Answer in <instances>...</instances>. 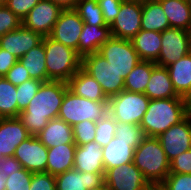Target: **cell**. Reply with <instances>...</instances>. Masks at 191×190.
Segmentation results:
<instances>
[{
    "instance_id": "cell-1",
    "label": "cell",
    "mask_w": 191,
    "mask_h": 190,
    "mask_svg": "<svg viewBox=\"0 0 191 190\" xmlns=\"http://www.w3.org/2000/svg\"><path fill=\"white\" fill-rule=\"evenodd\" d=\"M68 88L62 81L43 82L18 118L31 135H37L51 119L58 118L60 106Z\"/></svg>"
},
{
    "instance_id": "cell-2",
    "label": "cell",
    "mask_w": 191,
    "mask_h": 190,
    "mask_svg": "<svg viewBox=\"0 0 191 190\" xmlns=\"http://www.w3.org/2000/svg\"><path fill=\"white\" fill-rule=\"evenodd\" d=\"M186 116L185 98L152 99L140 127L144 136L158 137Z\"/></svg>"
},
{
    "instance_id": "cell-3",
    "label": "cell",
    "mask_w": 191,
    "mask_h": 190,
    "mask_svg": "<svg viewBox=\"0 0 191 190\" xmlns=\"http://www.w3.org/2000/svg\"><path fill=\"white\" fill-rule=\"evenodd\" d=\"M133 164L151 186L160 185L170 173V161L157 137L142 138L134 150Z\"/></svg>"
},
{
    "instance_id": "cell-4",
    "label": "cell",
    "mask_w": 191,
    "mask_h": 190,
    "mask_svg": "<svg viewBox=\"0 0 191 190\" xmlns=\"http://www.w3.org/2000/svg\"><path fill=\"white\" fill-rule=\"evenodd\" d=\"M45 48V63L48 81L67 83L81 68L82 58L76 50L55 41L49 36L43 37Z\"/></svg>"
},
{
    "instance_id": "cell-5",
    "label": "cell",
    "mask_w": 191,
    "mask_h": 190,
    "mask_svg": "<svg viewBox=\"0 0 191 190\" xmlns=\"http://www.w3.org/2000/svg\"><path fill=\"white\" fill-rule=\"evenodd\" d=\"M108 113V101H92L75 95L68 88L60 106L58 118L70 126L84 120L97 122Z\"/></svg>"
},
{
    "instance_id": "cell-6",
    "label": "cell",
    "mask_w": 191,
    "mask_h": 190,
    "mask_svg": "<svg viewBox=\"0 0 191 190\" xmlns=\"http://www.w3.org/2000/svg\"><path fill=\"white\" fill-rule=\"evenodd\" d=\"M150 99L143 93L121 91L108 100V113L116 122L140 125Z\"/></svg>"
},
{
    "instance_id": "cell-7",
    "label": "cell",
    "mask_w": 191,
    "mask_h": 190,
    "mask_svg": "<svg viewBox=\"0 0 191 190\" xmlns=\"http://www.w3.org/2000/svg\"><path fill=\"white\" fill-rule=\"evenodd\" d=\"M81 67L100 84L108 98L124 90V79L98 52L84 56Z\"/></svg>"
},
{
    "instance_id": "cell-8",
    "label": "cell",
    "mask_w": 191,
    "mask_h": 190,
    "mask_svg": "<svg viewBox=\"0 0 191 190\" xmlns=\"http://www.w3.org/2000/svg\"><path fill=\"white\" fill-rule=\"evenodd\" d=\"M98 53L125 80L128 73L141 61L131 40L110 37L100 48Z\"/></svg>"
},
{
    "instance_id": "cell-9",
    "label": "cell",
    "mask_w": 191,
    "mask_h": 190,
    "mask_svg": "<svg viewBox=\"0 0 191 190\" xmlns=\"http://www.w3.org/2000/svg\"><path fill=\"white\" fill-rule=\"evenodd\" d=\"M191 52V32L168 28L161 32V50L156 65L168 67Z\"/></svg>"
},
{
    "instance_id": "cell-10",
    "label": "cell",
    "mask_w": 191,
    "mask_h": 190,
    "mask_svg": "<svg viewBox=\"0 0 191 190\" xmlns=\"http://www.w3.org/2000/svg\"><path fill=\"white\" fill-rule=\"evenodd\" d=\"M104 183L109 190H147L151 186L133 162L106 169Z\"/></svg>"
},
{
    "instance_id": "cell-11",
    "label": "cell",
    "mask_w": 191,
    "mask_h": 190,
    "mask_svg": "<svg viewBox=\"0 0 191 190\" xmlns=\"http://www.w3.org/2000/svg\"><path fill=\"white\" fill-rule=\"evenodd\" d=\"M62 10L51 0H41L22 20V25L42 37L49 36Z\"/></svg>"
},
{
    "instance_id": "cell-12",
    "label": "cell",
    "mask_w": 191,
    "mask_h": 190,
    "mask_svg": "<svg viewBox=\"0 0 191 190\" xmlns=\"http://www.w3.org/2000/svg\"><path fill=\"white\" fill-rule=\"evenodd\" d=\"M142 4L122 1L117 17L109 25L111 36L131 40L141 30Z\"/></svg>"
},
{
    "instance_id": "cell-13",
    "label": "cell",
    "mask_w": 191,
    "mask_h": 190,
    "mask_svg": "<svg viewBox=\"0 0 191 190\" xmlns=\"http://www.w3.org/2000/svg\"><path fill=\"white\" fill-rule=\"evenodd\" d=\"M83 25V20L74 9H63L49 37L76 50L78 54L79 37Z\"/></svg>"
},
{
    "instance_id": "cell-14",
    "label": "cell",
    "mask_w": 191,
    "mask_h": 190,
    "mask_svg": "<svg viewBox=\"0 0 191 190\" xmlns=\"http://www.w3.org/2000/svg\"><path fill=\"white\" fill-rule=\"evenodd\" d=\"M169 161L191 149V118L186 116L157 137Z\"/></svg>"
},
{
    "instance_id": "cell-15",
    "label": "cell",
    "mask_w": 191,
    "mask_h": 190,
    "mask_svg": "<svg viewBox=\"0 0 191 190\" xmlns=\"http://www.w3.org/2000/svg\"><path fill=\"white\" fill-rule=\"evenodd\" d=\"M14 157L32 173L47 172L48 148L35 135L17 146Z\"/></svg>"
},
{
    "instance_id": "cell-16",
    "label": "cell",
    "mask_w": 191,
    "mask_h": 190,
    "mask_svg": "<svg viewBox=\"0 0 191 190\" xmlns=\"http://www.w3.org/2000/svg\"><path fill=\"white\" fill-rule=\"evenodd\" d=\"M31 134L18 117L0 118V154L14 156L17 146Z\"/></svg>"
},
{
    "instance_id": "cell-17",
    "label": "cell",
    "mask_w": 191,
    "mask_h": 190,
    "mask_svg": "<svg viewBox=\"0 0 191 190\" xmlns=\"http://www.w3.org/2000/svg\"><path fill=\"white\" fill-rule=\"evenodd\" d=\"M43 37L21 25L0 37V48L7 50L18 59L42 42Z\"/></svg>"
},
{
    "instance_id": "cell-18",
    "label": "cell",
    "mask_w": 191,
    "mask_h": 190,
    "mask_svg": "<svg viewBox=\"0 0 191 190\" xmlns=\"http://www.w3.org/2000/svg\"><path fill=\"white\" fill-rule=\"evenodd\" d=\"M140 143L141 141L120 140L115 136L105 147H102L105 170L132 163L134 150Z\"/></svg>"
},
{
    "instance_id": "cell-19",
    "label": "cell",
    "mask_w": 191,
    "mask_h": 190,
    "mask_svg": "<svg viewBox=\"0 0 191 190\" xmlns=\"http://www.w3.org/2000/svg\"><path fill=\"white\" fill-rule=\"evenodd\" d=\"M105 173L81 172L70 169L55 176L56 190H87L104 183Z\"/></svg>"
},
{
    "instance_id": "cell-20",
    "label": "cell",
    "mask_w": 191,
    "mask_h": 190,
    "mask_svg": "<svg viewBox=\"0 0 191 190\" xmlns=\"http://www.w3.org/2000/svg\"><path fill=\"white\" fill-rule=\"evenodd\" d=\"M73 168L85 173H105L102 147L95 141L76 146Z\"/></svg>"
},
{
    "instance_id": "cell-21",
    "label": "cell",
    "mask_w": 191,
    "mask_h": 190,
    "mask_svg": "<svg viewBox=\"0 0 191 190\" xmlns=\"http://www.w3.org/2000/svg\"><path fill=\"white\" fill-rule=\"evenodd\" d=\"M68 89L75 95L92 101H108L100 84L82 67L67 82Z\"/></svg>"
},
{
    "instance_id": "cell-22",
    "label": "cell",
    "mask_w": 191,
    "mask_h": 190,
    "mask_svg": "<svg viewBox=\"0 0 191 190\" xmlns=\"http://www.w3.org/2000/svg\"><path fill=\"white\" fill-rule=\"evenodd\" d=\"M36 136L47 148L75 144L72 126L59 118L51 119Z\"/></svg>"
},
{
    "instance_id": "cell-23",
    "label": "cell",
    "mask_w": 191,
    "mask_h": 190,
    "mask_svg": "<svg viewBox=\"0 0 191 190\" xmlns=\"http://www.w3.org/2000/svg\"><path fill=\"white\" fill-rule=\"evenodd\" d=\"M111 37L110 26H96L84 23L78 43V55L83 58L94 54Z\"/></svg>"
},
{
    "instance_id": "cell-24",
    "label": "cell",
    "mask_w": 191,
    "mask_h": 190,
    "mask_svg": "<svg viewBox=\"0 0 191 190\" xmlns=\"http://www.w3.org/2000/svg\"><path fill=\"white\" fill-rule=\"evenodd\" d=\"M150 100L166 98H184L179 96L173 88L166 67L155 65L144 93Z\"/></svg>"
},
{
    "instance_id": "cell-25",
    "label": "cell",
    "mask_w": 191,
    "mask_h": 190,
    "mask_svg": "<svg viewBox=\"0 0 191 190\" xmlns=\"http://www.w3.org/2000/svg\"><path fill=\"white\" fill-rule=\"evenodd\" d=\"M170 27L191 32V0H158Z\"/></svg>"
},
{
    "instance_id": "cell-26",
    "label": "cell",
    "mask_w": 191,
    "mask_h": 190,
    "mask_svg": "<svg viewBox=\"0 0 191 190\" xmlns=\"http://www.w3.org/2000/svg\"><path fill=\"white\" fill-rule=\"evenodd\" d=\"M131 42L141 61H157L161 50V32L140 30Z\"/></svg>"
},
{
    "instance_id": "cell-27",
    "label": "cell",
    "mask_w": 191,
    "mask_h": 190,
    "mask_svg": "<svg viewBox=\"0 0 191 190\" xmlns=\"http://www.w3.org/2000/svg\"><path fill=\"white\" fill-rule=\"evenodd\" d=\"M76 144L48 148L47 173L56 176L73 169Z\"/></svg>"
},
{
    "instance_id": "cell-28",
    "label": "cell",
    "mask_w": 191,
    "mask_h": 190,
    "mask_svg": "<svg viewBox=\"0 0 191 190\" xmlns=\"http://www.w3.org/2000/svg\"><path fill=\"white\" fill-rule=\"evenodd\" d=\"M166 68L174 90L185 98L191 92V52Z\"/></svg>"
},
{
    "instance_id": "cell-29",
    "label": "cell",
    "mask_w": 191,
    "mask_h": 190,
    "mask_svg": "<svg viewBox=\"0 0 191 190\" xmlns=\"http://www.w3.org/2000/svg\"><path fill=\"white\" fill-rule=\"evenodd\" d=\"M170 28L167 16L158 0H147L142 4L141 30L163 32Z\"/></svg>"
},
{
    "instance_id": "cell-30",
    "label": "cell",
    "mask_w": 191,
    "mask_h": 190,
    "mask_svg": "<svg viewBox=\"0 0 191 190\" xmlns=\"http://www.w3.org/2000/svg\"><path fill=\"white\" fill-rule=\"evenodd\" d=\"M45 57L44 43L41 42L19 58L18 61L27 69L32 79L47 82Z\"/></svg>"
},
{
    "instance_id": "cell-31",
    "label": "cell",
    "mask_w": 191,
    "mask_h": 190,
    "mask_svg": "<svg viewBox=\"0 0 191 190\" xmlns=\"http://www.w3.org/2000/svg\"><path fill=\"white\" fill-rule=\"evenodd\" d=\"M155 62L140 61L126 76L124 90L145 93Z\"/></svg>"
},
{
    "instance_id": "cell-32",
    "label": "cell",
    "mask_w": 191,
    "mask_h": 190,
    "mask_svg": "<svg viewBox=\"0 0 191 190\" xmlns=\"http://www.w3.org/2000/svg\"><path fill=\"white\" fill-rule=\"evenodd\" d=\"M16 97V86L0 77V118L18 117Z\"/></svg>"
},
{
    "instance_id": "cell-33",
    "label": "cell",
    "mask_w": 191,
    "mask_h": 190,
    "mask_svg": "<svg viewBox=\"0 0 191 190\" xmlns=\"http://www.w3.org/2000/svg\"><path fill=\"white\" fill-rule=\"evenodd\" d=\"M74 10L79 14L83 22L88 25L109 26L104 21L97 0H79Z\"/></svg>"
},
{
    "instance_id": "cell-34",
    "label": "cell",
    "mask_w": 191,
    "mask_h": 190,
    "mask_svg": "<svg viewBox=\"0 0 191 190\" xmlns=\"http://www.w3.org/2000/svg\"><path fill=\"white\" fill-rule=\"evenodd\" d=\"M117 122L107 113L96 122L94 141L101 147H105L114 137Z\"/></svg>"
},
{
    "instance_id": "cell-35",
    "label": "cell",
    "mask_w": 191,
    "mask_h": 190,
    "mask_svg": "<svg viewBox=\"0 0 191 190\" xmlns=\"http://www.w3.org/2000/svg\"><path fill=\"white\" fill-rule=\"evenodd\" d=\"M43 82L37 79H30L24 83L16 86L17 92V105H18V116L19 113L24 111L30 100L35 96Z\"/></svg>"
},
{
    "instance_id": "cell-36",
    "label": "cell",
    "mask_w": 191,
    "mask_h": 190,
    "mask_svg": "<svg viewBox=\"0 0 191 190\" xmlns=\"http://www.w3.org/2000/svg\"><path fill=\"white\" fill-rule=\"evenodd\" d=\"M73 138L76 146L93 142L95 138L96 122L84 120L72 126Z\"/></svg>"
},
{
    "instance_id": "cell-37",
    "label": "cell",
    "mask_w": 191,
    "mask_h": 190,
    "mask_svg": "<svg viewBox=\"0 0 191 190\" xmlns=\"http://www.w3.org/2000/svg\"><path fill=\"white\" fill-rule=\"evenodd\" d=\"M33 173L22 168L20 171L6 177L5 190H29Z\"/></svg>"
},
{
    "instance_id": "cell-38",
    "label": "cell",
    "mask_w": 191,
    "mask_h": 190,
    "mask_svg": "<svg viewBox=\"0 0 191 190\" xmlns=\"http://www.w3.org/2000/svg\"><path fill=\"white\" fill-rule=\"evenodd\" d=\"M159 186L163 190H191V174L169 173Z\"/></svg>"
},
{
    "instance_id": "cell-39",
    "label": "cell",
    "mask_w": 191,
    "mask_h": 190,
    "mask_svg": "<svg viewBox=\"0 0 191 190\" xmlns=\"http://www.w3.org/2000/svg\"><path fill=\"white\" fill-rule=\"evenodd\" d=\"M115 136L124 141H141L144 137L140 125L117 122Z\"/></svg>"
},
{
    "instance_id": "cell-40",
    "label": "cell",
    "mask_w": 191,
    "mask_h": 190,
    "mask_svg": "<svg viewBox=\"0 0 191 190\" xmlns=\"http://www.w3.org/2000/svg\"><path fill=\"white\" fill-rule=\"evenodd\" d=\"M21 25V19H19L5 5H0V37L10 31L18 29Z\"/></svg>"
},
{
    "instance_id": "cell-41",
    "label": "cell",
    "mask_w": 191,
    "mask_h": 190,
    "mask_svg": "<svg viewBox=\"0 0 191 190\" xmlns=\"http://www.w3.org/2000/svg\"><path fill=\"white\" fill-rule=\"evenodd\" d=\"M29 190H56L55 176L47 173H33Z\"/></svg>"
},
{
    "instance_id": "cell-42",
    "label": "cell",
    "mask_w": 191,
    "mask_h": 190,
    "mask_svg": "<svg viewBox=\"0 0 191 190\" xmlns=\"http://www.w3.org/2000/svg\"><path fill=\"white\" fill-rule=\"evenodd\" d=\"M39 1L41 0H8L5 6L23 20Z\"/></svg>"
},
{
    "instance_id": "cell-43",
    "label": "cell",
    "mask_w": 191,
    "mask_h": 190,
    "mask_svg": "<svg viewBox=\"0 0 191 190\" xmlns=\"http://www.w3.org/2000/svg\"><path fill=\"white\" fill-rule=\"evenodd\" d=\"M97 3L101 8L104 21L110 25L120 11L122 0H97Z\"/></svg>"
},
{
    "instance_id": "cell-44",
    "label": "cell",
    "mask_w": 191,
    "mask_h": 190,
    "mask_svg": "<svg viewBox=\"0 0 191 190\" xmlns=\"http://www.w3.org/2000/svg\"><path fill=\"white\" fill-rule=\"evenodd\" d=\"M170 173L191 174V149L170 161Z\"/></svg>"
},
{
    "instance_id": "cell-45",
    "label": "cell",
    "mask_w": 191,
    "mask_h": 190,
    "mask_svg": "<svg viewBox=\"0 0 191 190\" xmlns=\"http://www.w3.org/2000/svg\"><path fill=\"white\" fill-rule=\"evenodd\" d=\"M8 81H10L14 86H18L25 81L32 79L27 71V69L17 61L4 76Z\"/></svg>"
},
{
    "instance_id": "cell-46",
    "label": "cell",
    "mask_w": 191,
    "mask_h": 190,
    "mask_svg": "<svg viewBox=\"0 0 191 190\" xmlns=\"http://www.w3.org/2000/svg\"><path fill=\"white\" fill-rule=\"evenodd\" d=\"M22 165L14 156L5 157L0 162V172L3 173L6 177L13 174V172L20 171L22 169Z\"/></svg>"
},
{
    "instance_id": "cell-47",
    "label": "cell",
    "mask_w": 191,
    "mask_h": 190,
    "mask_svg": "<svg viewBox=\"0 0 191 190\" xmlns=\"http://www.w3.org/2000/svg\"><path fill=\"white\" fill-rule=\"evenodd\" d=\"M17 61L18 58L16 56L0 48V77H4Z\"/></svg>"
},
{
    "instance_id": "cell-48",
    "label": "cell",
    "mask_w": 191,
    "mask_h": 190,
    "mask_svg": "<svg viewBox=\"0 0 191 190\" xmlns=\"http://www.w3.org/2000/svg\"><path fill=\"white\" fill-rule=\"evenodd\" d=\"M62 9H74L79 0H51Z\"/></svg>"
},
{
    "instance_id": "cell-49",
    "label": "cell",
    "mask_w": 191,
    "mask_h": 190,
    "mask_svg": "<svg viewBox=\"0 0 191 190\" xmlns=\"http://www.w3.org/2000/svg\"><path fill=\"white\" fill-rule=\"evenodd\" d=\"M186 115L191 118V92L185 97Z\"/></svg>"
},
{
    "instance_id": "cell-50",
    "label": "cell",
    "mask_w": 191,
    "mask_h": 190,
    "mask_svg": "<svg viewBox=\"0 0 191 190\" xmlns=\"http://www.w3.org/2000/svg\"><path fill=\"white\" fill-rule=\"evenodd\" d=\"M6 189V176L0 172V190Z\"/></svg>"
},
{
    "instance_id": "cell-51",
    "label": "cell",
    "mask_w": 191,
    "mask_h": 190,
    "mask_svg": "<svg viewBox=\"0 0 191 190\" xmlns=\"http://www.w3.org/2000/svg\"><path fill=\"white\" fill-rule=\"evenodd\" d=\"M87 190H109L107 185L105 183H103L102 185H100L99 187H94V188H90Z\"/></svg>"
},
{
    "instance_id": "cell-52",
    "label": "cell",
    "mask_w": 191,
    "mask_h": 190,
    "mask_svg": "<svg viewBox=\"0 0 191 190\" xmlns=\"http://www.w3.org/2000/svg\"><path fill=\"white\" fill-rule=\"evenodd\" d=\"M147 190H163L159 185L150 186Z\"/></svg>"
},
{
    "instance_id": "cell-53",
    "label": "cell",
    "mask_w": 191,
    "mask_h": 190,
    "mask_svg": "<svg viewBox=\"0 0 191 190\" xmlns=\"http://www.w3.org/2000/svg\"><path fill=\"white\" fill-rule=\"evenodd\" d=\"M122 1H125V2H137V3L143 4L147 0H122Z\"/></svg>"
},
{
    "instance_id": "cell-54",
    "label": "cell",
    "mask_w": 191,
    "mask_h": 190,
    "mask_svg": "<svg viewBox=\"0 0 191 190\" xmlns=\"http://www.w3.org/2000/svg\"><path fill=\"white\" fill-rule=\"evenodd\" d=\"M8 0H0V5H5Z\"/></svg>"
},
{
    "instance_id": "cell-55",
    "label": "cell",
    "mask_w": 191,
    "mask_h": 190,
    "mask_svg": "<svg viewBox=\"0 0 191 190\" xmlns=\"http://www.w3.org/2000/svg\"><path fill=\"white\" fill-rule=\"evenodd\" d=\"M5 157L2 155V154H0V162L4 159Z\"/></svg>"
}]
</instances>
